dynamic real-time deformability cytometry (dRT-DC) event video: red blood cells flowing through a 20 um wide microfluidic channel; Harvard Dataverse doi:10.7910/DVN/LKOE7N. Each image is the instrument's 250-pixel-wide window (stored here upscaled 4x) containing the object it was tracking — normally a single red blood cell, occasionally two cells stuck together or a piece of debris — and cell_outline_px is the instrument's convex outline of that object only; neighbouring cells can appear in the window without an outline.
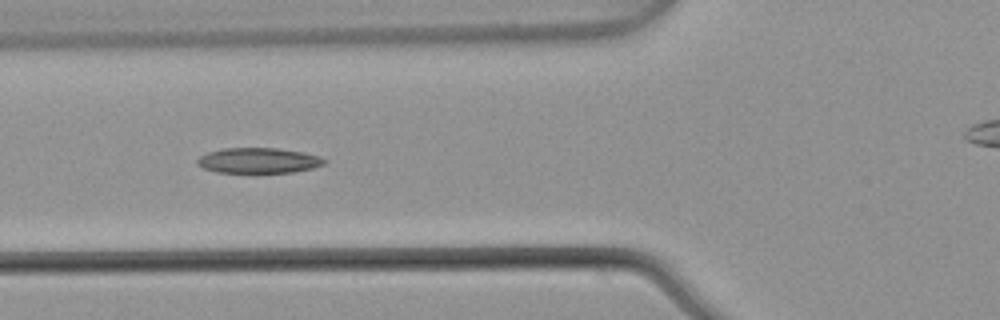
{"species": "common noctule bat (a hibernating species)", "species_latin": "Nyctalus noctula", "temperature_condition": "warm", "stored_images_in_passage": 5, "camera_frame_rate_fps": 3000, "um_per_image_px": 0.085, "animal": {"sex": "male", "body_mass_g": 21.5, "forearm_length_mm": 52.0}, "frame": {"image": 1, "passage_image": 4, "time_ms": 1.0, "image_size_px": [1000, 320], "cell_outline_px": [[328, 160], [324, 164], [312, 168], [292, 172], [216, 172], [204, 168], [196, 164], [196, 160], [200, 156], [208, 152], [224, 148], [276, 148], [304, 152], [320, 156]], "centroid_in_image_um": [21.98, 13.63], "position_along_channel_um": 103.8, "area_um2": 18.73}}
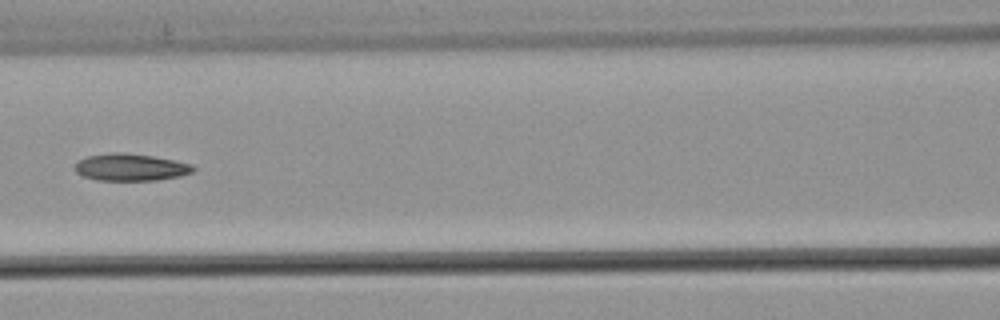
{"frame": {"image": 2, "passage_image": 5, "time_ms": 1.333, "image_size_px": [1000, 320], "cell_outline_px": [[196, 168], [192, 172], [180, 176], [156, 180], [96, 180], [84, 176], [76, 172], [76, 164], [80, 160], [88, 156], [112, 152], [124, 152], [152, 156], [192, 164]], "centroid_in_image_um": [11.12, 14.21], "position_along_channel_um": 155.5, "area_um2": 18.5}}